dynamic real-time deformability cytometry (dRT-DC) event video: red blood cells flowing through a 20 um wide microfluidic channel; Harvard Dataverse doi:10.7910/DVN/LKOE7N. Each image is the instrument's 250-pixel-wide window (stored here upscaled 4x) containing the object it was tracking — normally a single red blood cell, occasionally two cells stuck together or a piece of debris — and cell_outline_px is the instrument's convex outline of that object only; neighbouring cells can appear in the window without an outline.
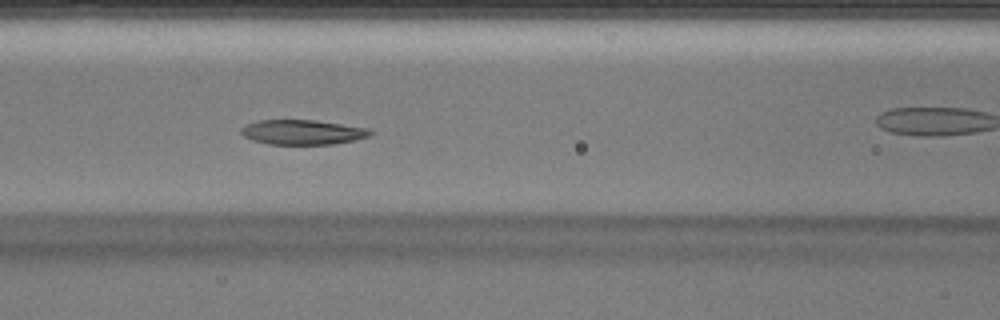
{"species": "Egyptian fruit bat (a non-hibernating species)", "species_latin": "Rousettus aegyptiacus", "temperature_condition": "warm", "stored_images_in_passage": 37, "camera_frame_rate_fps": 3000, "um_per_image_px": 0.085, "animal": {"sex": "male"}, "frame": {"image": 1, "passage_image": 11, "time_ms": 3.333, "image_size_px": [1000, 320], "cell_outline_px": [[372, 132], [368, 136], [352, 140], [332, 144], [268, 144], [252, 140], [244, 136], [240, 132], [240, 128], [256, 120], [316, 120], [368, 128]], "centroid_in_image_um": [25.66, 11.23], "position_along_channel_um": 140.9, "area_um2": 18.5}}
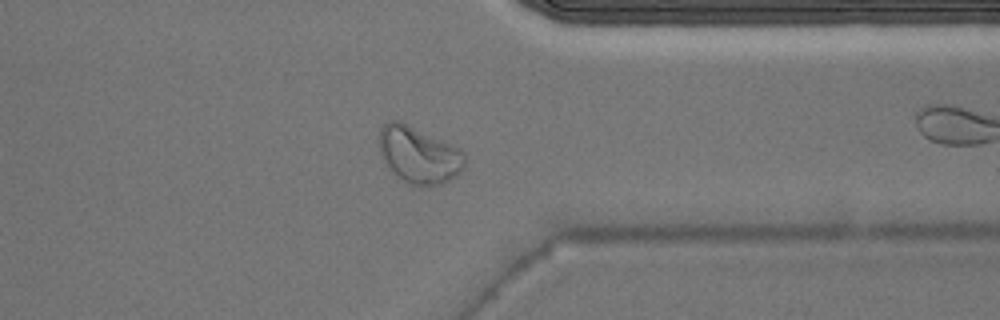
{"frame": {"image": 2, "passage_image": 27, "time_ms": 8.667, "image_size_px": [1000, 320], "cell_outline_px": [[464, 168], [456, 176], [440, 184], [412, 184], [404, 180], [380, 156], [376, 140], [380, 128], [384, 124], [392, 120], [400, 120], [460, 148], [464, 152]], "centroid_in_image_um": [35.58, 13.1], "position_along_channel_um": 375.8, "area_um2": 27.98}}